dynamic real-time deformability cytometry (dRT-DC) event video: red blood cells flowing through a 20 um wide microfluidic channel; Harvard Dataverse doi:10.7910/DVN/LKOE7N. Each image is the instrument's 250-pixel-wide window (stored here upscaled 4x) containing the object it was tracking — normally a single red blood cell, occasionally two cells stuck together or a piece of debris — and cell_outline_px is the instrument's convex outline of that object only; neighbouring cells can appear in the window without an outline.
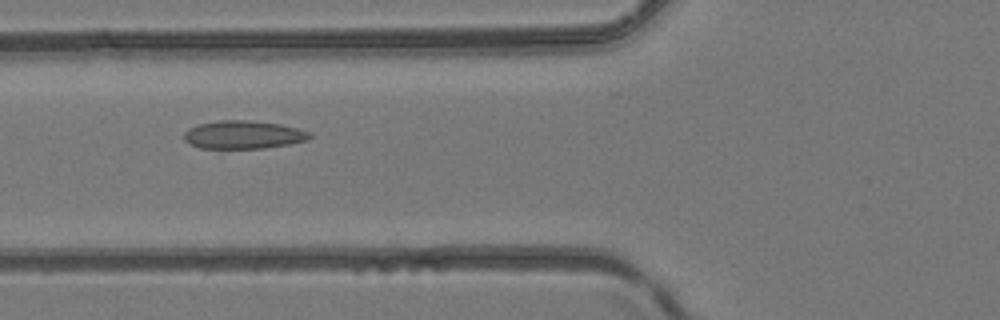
{"species": "common noctule bat (a hibernating species)", "species_latin": "Nyctalus noctula", "temperature_condition": "room temperature", "stored_images_in_passage": 5, "camera_frame_rate_fps": 3000, "um_per_image_px": 0.085, "animal": {"sex": "female", "body_mass_g": 24.6, "forearm_length_mm": 56.2}, "frame": {"image": 1, "passage_image": 5, "time_ms": 1.333, "image_size_px": [1000, 320], "cell_outline_px": [[312, 136], [308, 140], [288, 144], [264, 148], [200, 148], [188, 144], [184, 140], [184, 132], [188, 128], [200, 124], [220, 120], [248, 120], [280, 124], [312, 132]], "centroid_in_image_um": [20.68, 11.45], "position_along_channel_um": 105.1, "area_um2": 20.63}}